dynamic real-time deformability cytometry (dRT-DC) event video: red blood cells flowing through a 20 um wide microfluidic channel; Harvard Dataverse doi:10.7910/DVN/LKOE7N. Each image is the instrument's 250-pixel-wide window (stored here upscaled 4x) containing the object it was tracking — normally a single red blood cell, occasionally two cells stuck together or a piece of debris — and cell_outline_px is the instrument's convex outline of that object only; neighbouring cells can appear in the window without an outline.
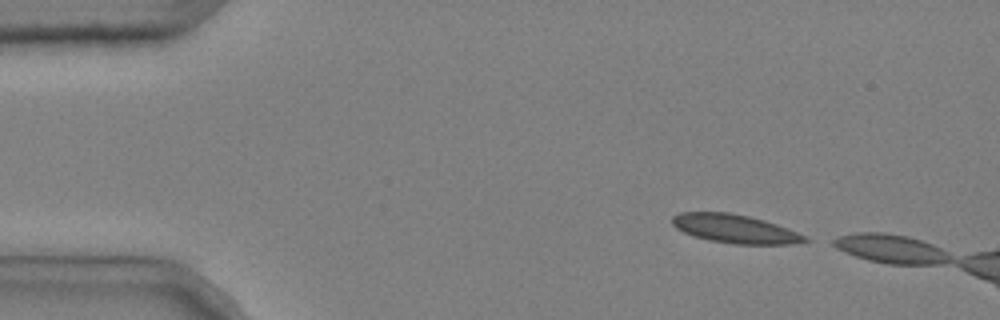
{"species": "common noctule bat (a hibernating species)", "species_latin": "Nyctalus noctula", "temperature_condition": "cold", "stored_images_in_passage": 3, "camera_frame_rate_fps": 3000, "um_per_image_px": 0.085, "animal": {"sex": "male", "body_mass_g": 20.4}, "frame": {"image": 1, "passage_image": 1, "time_ms": 0.0, "image_size_px": [1000, 320], "cell_outline_px": [[812, 240], [792, 244], [732, 244], [708, 240], [684, 232], [676, 228], [672, 224], [672, 216], [680, 212], [728, 212], [748, 216], [764, 220], [788, 228], [808, 236]], "centroid_in_image_um": [62.5, 19.45], "position_along_channel_um": 22.5, "area_um2": 22.2}}